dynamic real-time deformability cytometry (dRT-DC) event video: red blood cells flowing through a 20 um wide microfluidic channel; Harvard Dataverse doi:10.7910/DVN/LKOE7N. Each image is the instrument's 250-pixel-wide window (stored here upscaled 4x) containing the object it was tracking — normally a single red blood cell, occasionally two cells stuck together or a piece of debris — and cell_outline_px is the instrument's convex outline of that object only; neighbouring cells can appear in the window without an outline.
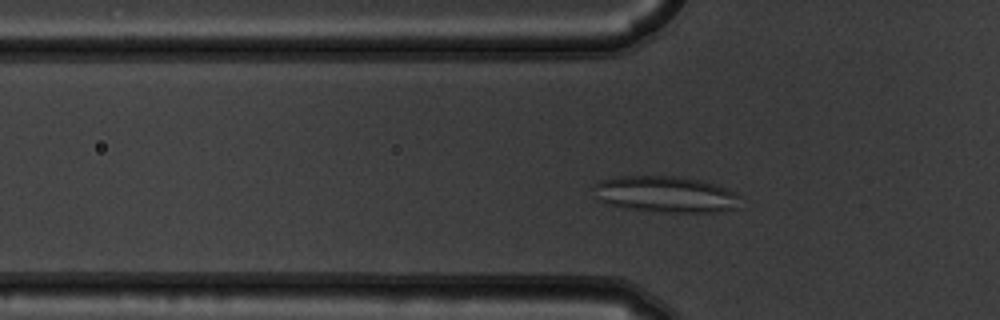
{"species": "common noctule bat (a hibernating species)", "species_latin": "Nyctalus noctula", "temperature_condition": "warm", "stored_images_in_passage": 44, "camera_frame_rate_fps": 3000, "um_per_image_px": 0.085, "animal": {"sex": "male", "body_mass_g": 19.5, "forearm_length_mm": 54.6}, "frame": {"image": 1, "passage_image": 8, "time_ms": 2.333, "image_size_px": [1000, 320], "cell_outline_px": [[740, 196], [736, 208], [720, 212], [664, 212], [624, 208], [608, 204], [600, 200], [592, 188], [592, 184], [600, 180], [620, 176], [680, 176], [716, 184], [728, 188], [736, 192]], "centroid_in_image_um": [56.58, 16.51], "position_along_channel_um": 69.2, "area_um2": 31.21}}
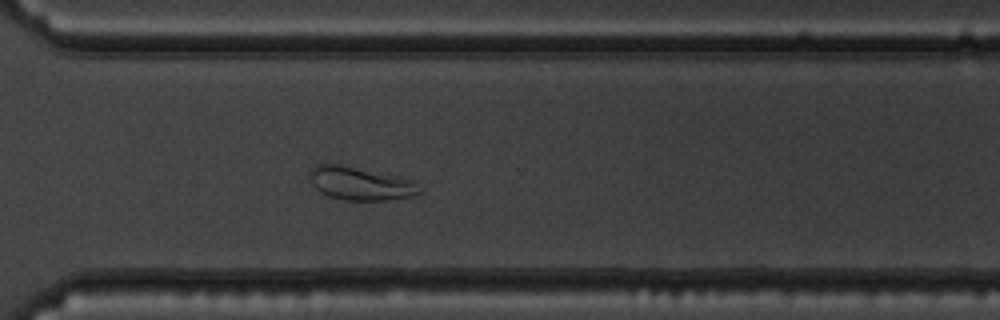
{"frame": {"image": 2, "passage_image": 30, "time_ms": 9.667, "image_size_px": [1000, 320], "cell_outline_px": [[420, 192], [412, 196], [384, 200], [344, 200], [328, 196], [320, 192], [308, 180], [308, 172], [316, 164], [340, 164], [396, 176], [412, 180]], "centroid_in_image_um": [30.52, 15.59], "position_along_channel_um": 340.1, "area_um2": 21.04}}
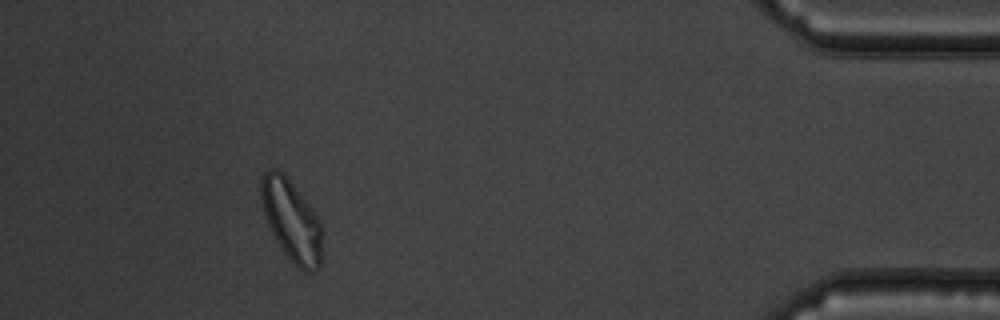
{"frame": {"image": 3, "passage_image": 40, "time_ms": 13.0, "image_size_px": [1000, 320], "cell_outline_px": [[320, 268], [312, 272], [304, 272], [284, 252], [276, 240], [268, 224], [264, 212], [260, 196], [260, 180], [264, 172], [268, 168], [276, 168], [284, 172], [312, 208], [320, 224]], "centroid_in_image_um": [24.74, 18.67], "position_along_channel_um": 410.5, "area_um2": 28.55}, "authors_computed_cell_mechanics": {"area_um2": 25.6343, "velocity_mm_per_s": 3.7, "shape_relaxation_time_tau1_ms": null, "shape_relaxation_time_tau2_ms": 1.9129, "deformation_change_tau1": null, "deformation_change_tau2": 0.0677}}